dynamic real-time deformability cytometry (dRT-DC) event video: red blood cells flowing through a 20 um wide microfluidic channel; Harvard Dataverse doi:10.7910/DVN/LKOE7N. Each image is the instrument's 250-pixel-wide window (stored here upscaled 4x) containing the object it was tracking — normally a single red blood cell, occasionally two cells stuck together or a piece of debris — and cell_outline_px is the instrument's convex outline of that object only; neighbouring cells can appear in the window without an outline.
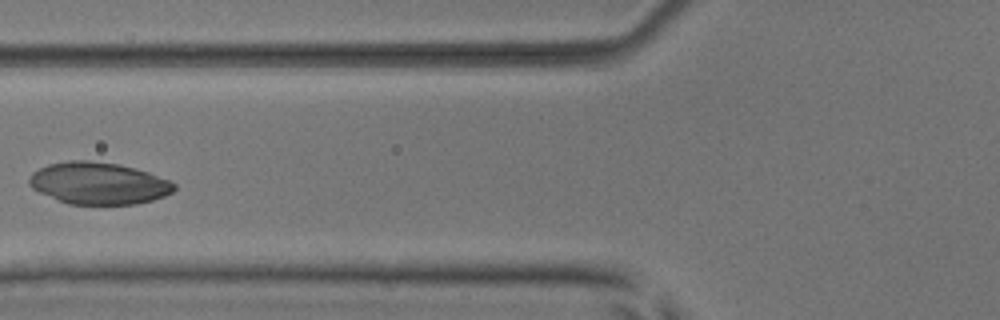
{"species": "common noctule bat (a hibernating species)", "species_latin": "Nyctalus noctula", "temperature_condition": "room temperature", "stored_images_in_passage": 5, "camera_frame_rate_fps": 3000, "um_per_image_px": 0.085, "animal": {"sex": "male", "body_mass_g": 17.9, "forearm_length_mm": 54.2}, "frame": {"image": 1, "passage_image": 5, "time_ms": 5.333, "image_size_px": [1000, 320], "cell_outline_px": [[176, 188], [172, 192], [164, 196], [152, 200], [136, 204], [68, 204], [40, 192], [32, 188], [28, 184], [28, 180], [32, 172], [48, 164], [68, 160], [88, 160], [116, 164], [148, 172], [172, 180], [176, 184]], "centroid_in_image_um": [8.39, 15.58], "position_along_channel_um": 117.4, "area_um2": 35.43}}